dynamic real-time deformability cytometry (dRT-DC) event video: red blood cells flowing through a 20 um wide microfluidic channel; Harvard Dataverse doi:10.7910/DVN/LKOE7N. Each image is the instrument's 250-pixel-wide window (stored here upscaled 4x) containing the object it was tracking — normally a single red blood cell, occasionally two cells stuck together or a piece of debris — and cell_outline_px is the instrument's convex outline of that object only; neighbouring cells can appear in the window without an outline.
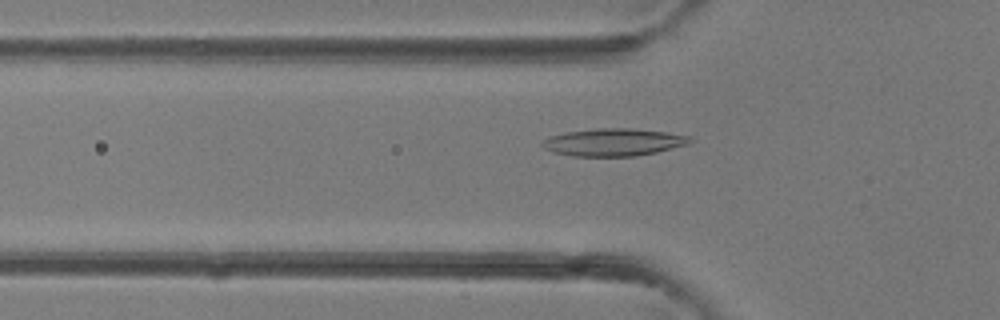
{"species": "common noctule bat (a hibernating species)", "species_latin": "Nyctalus noctula", "temperature_condition": "room temperature", "stored_images_in_passage": 29, "camera_frame_rate_fps": 3000, "um_per_image_px": 0.085, "animal": {"sex": "female"}, "frame": {"image": 1, "passage_image": 2, "time_ms": 0.333, "image_size_px": [1000, 320], "cell_outline_px": [[696, 140], [688, 144], [656, 152], [636, 156], [572, 156], [552, 152], [544, 148], [540, 144], [548, 136], [564, 132], [596, 128], [632, 128], [664, 132], [692, 136]], "centroid_in_image_um": [52.15, 12.08], "position_along_channel_um": 73.7, "area_um2": 23.87}}
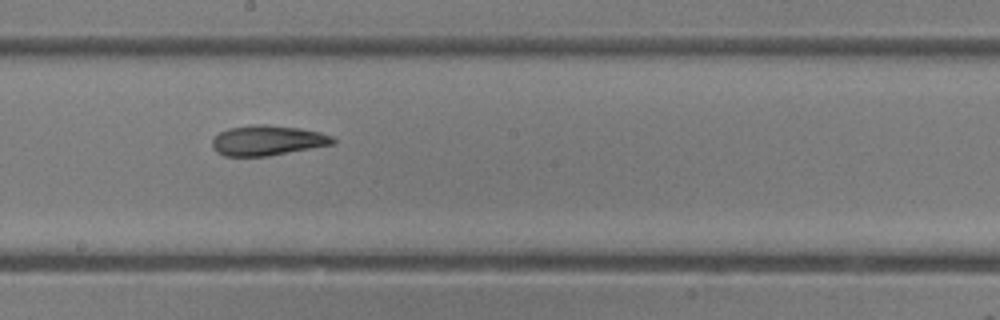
{"frame": {"image": 2, "passage_image": 11, "time_ms": 3.333, "image_size_px": [1000, 320], "cell_outline_px": [[336, 144], [268, 156], [224, 156], [216, 152], [212, 148], [212, 140], [220, 132], [228, 128], [252, 124], [264, 124], [300, 128], [320, 132], [332, 136], [336, 140]], "centroid_in_image_um": [22.75, 11.94], "position_along_channel_um": 225.5, "area_um2": 21.39}}
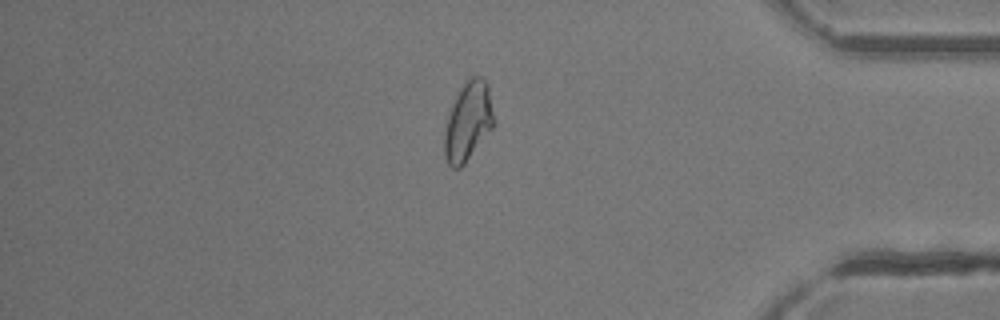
{"frame": {"image": 3, "passage_image": 23, "time_ms": 7.333, "image_size_px": [1000, 320], "cell_outline_px": [[496, 120], [492, 128], [464, 164], [460, 168], [452, 168], [448, 164], [444, 156], [444, 132], [448, 116], [456, 96], [468, 76], [480, 76], [488, 84]], "centroid_in_image_um": [39.8, 10.31], "position_along_channel_um": 395.4, "area_um2": 22.77}}